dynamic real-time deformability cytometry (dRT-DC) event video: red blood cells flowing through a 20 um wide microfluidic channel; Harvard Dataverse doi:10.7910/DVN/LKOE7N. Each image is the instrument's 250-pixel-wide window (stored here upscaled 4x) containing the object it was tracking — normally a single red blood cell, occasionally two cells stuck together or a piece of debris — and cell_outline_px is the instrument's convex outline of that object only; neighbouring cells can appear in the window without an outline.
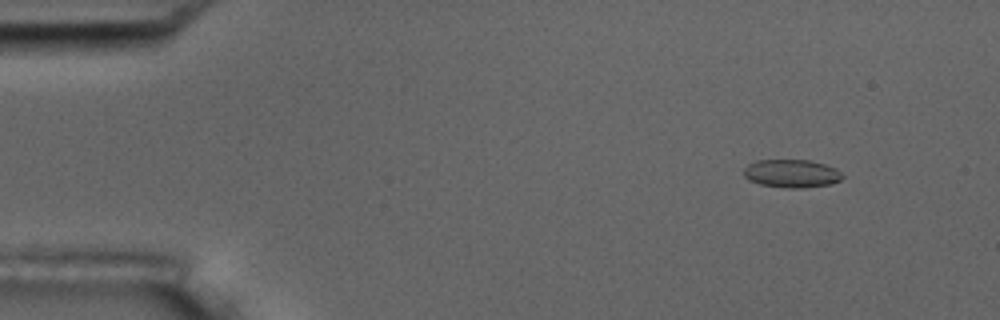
{"species": "common noctule bat (a hibernating species)", "species_latin": "Nyctalus noctula", "temperature_condition": "room temperature", "stored_images_in_passage": 5, "camera_frame_rate_fps": 3000, "um_per_image_px": 0.085, "animal": {"sex": "male", "body_mass_g": 17.5, "forearm_length_mm": 52.3}, "frame": {"image": 1, "passage_image": 2, "time_ms": 1.0, "image_size_px": [1000, 320], "cell_outline_px": [[844, 176], [840, 180], [832, 184], [804, 188], [788, 188], [760, 184], [748, 180], [744, 176], [744, 168], [748, 164], [756, 160], [808, 160], [824, 164], [836, 168]], "centroid_in_image_um": [67.29, 14.75], "position_along_channel_um": 17.7, "area_um2": 16.24}}
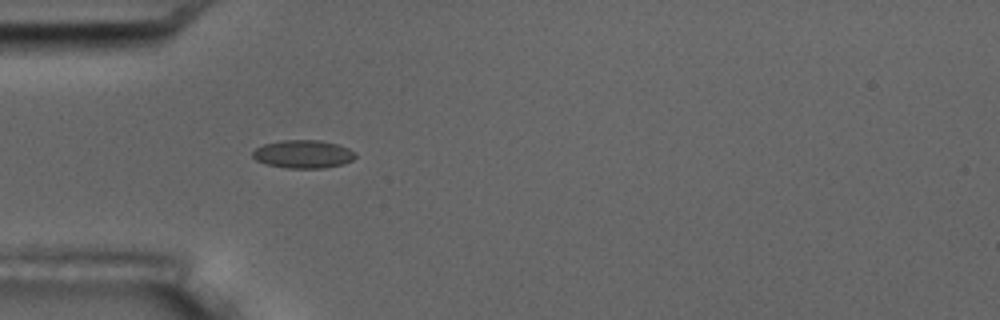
{"frame": {"image": 2, "passage_image": 5, "time_ms": 4.667, "image_size_px": [1000, 320], "cell_outline_px": [[356, 156], [352, 160], [344, 164], [324, 168], [288, 168], [268, 164], [256, 160], [252, 156], [252, 152], [256, 148], [264, 144], [280, 140], [320, 140], [336, 144], [348, 148]], "centroid_in_image_um": [25.76, 13.1], "position_along_channel_um": 59.2, "area_um2": 16.7}}